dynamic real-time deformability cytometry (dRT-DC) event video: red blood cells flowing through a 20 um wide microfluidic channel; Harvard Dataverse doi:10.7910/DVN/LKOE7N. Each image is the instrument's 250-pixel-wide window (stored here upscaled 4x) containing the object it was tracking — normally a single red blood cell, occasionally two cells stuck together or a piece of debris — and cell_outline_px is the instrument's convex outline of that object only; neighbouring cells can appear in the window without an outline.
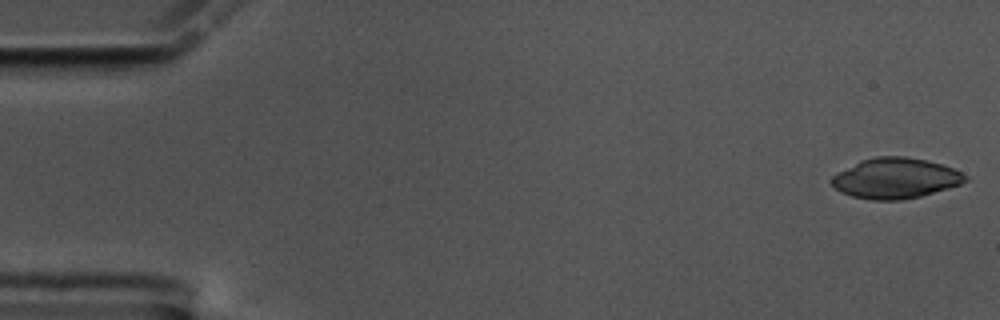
{"species": "common noctule bat (a hibernating species)", "species_latin": "Nyctalus noctula", "temperature_condition": "cold", "stored_images_in_passage": 56, "camera_frame_rate_fps": 3000, "um_per_image_px": 0.085, "animal": {"sex": "male", "body_mass_g": 17.5, "forearm_length_mm": 52.3}, "frame": {"image": 1, "passage_image": 1, "time_ms": 0.0, "image_size_px": [1000, 320], "cell_outline_px": [[968, 180], [960, 184], [948, 188], [920, 196], [900, 200], [872, 200], [852, 196], [840, 192], [828, 180], [832, 176], [860, 160], [876, 156], [904, 156], [928, 160], [952, 168], [968, 176]], "centroid_in_image_um": [76.1, 15.15], "position_along_channel_um": 8.9, "area_um2": 31.44}}
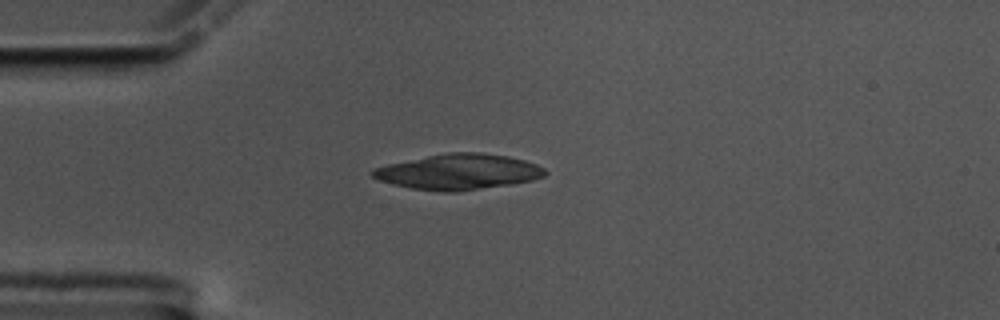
{"frame": {"image": 2, "passage_image": 14, "time_ms": 4.333, "image_size_px": [1000, 320], "cell_outline_px": [[548, 172], [544, 176], [532, 180], [512, 184], [456, 192], [444, 192], [412, 188], [392, 184], [380, 180], [372, 176], [368, 172], [376, 168], [388, 164], [448, 152], [480, 152], [508, 156], [524, 160], [536, 164], [544, 168]], "centroid_in_image_um": [38.99, 14.6], "position_along_channel_um": 46.0, "area_um2": 35.55}}